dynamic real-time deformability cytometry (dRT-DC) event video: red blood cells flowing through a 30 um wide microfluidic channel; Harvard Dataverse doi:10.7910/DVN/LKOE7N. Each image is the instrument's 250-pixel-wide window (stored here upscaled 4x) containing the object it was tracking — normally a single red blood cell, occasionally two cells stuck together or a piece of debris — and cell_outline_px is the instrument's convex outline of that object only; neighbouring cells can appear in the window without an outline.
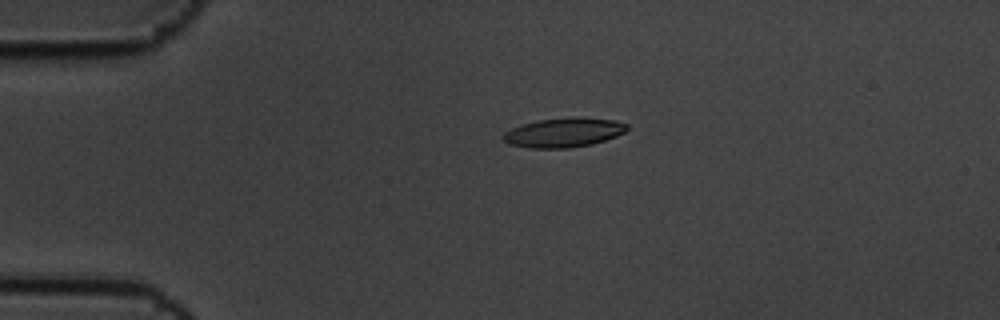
{"species": "common noctule bat (a hibernating species)", "species_latin": "Nyctalus noctula", "temperature_condition": "cold", "stored_images_in_passage": 6, "camera_frame_rate_fps": 3000, "um_per_image_px": 0.085, "animal": {"sex": "male", "body_mass_g": 19.5, "forearm_length_mm": 54.6}, "frame": {"image": 1, "passage_image": 4, "time_ms": 1.0, "image_size_px": [1000, 320], "cell_outline_px": [[628, 128], [624, 132], [616, 136], [592, 144], [568, 148], [528, 148], [508, 144], [500, 136], [504, 132], [512, 128], [536, 120], [572, 116], [580, 116], [616, 120], [628, 124]], "centroid_in_image_um": [47.91, 11.25], "position_along_channel_um": 37.1, "area_um2": 21.5}}